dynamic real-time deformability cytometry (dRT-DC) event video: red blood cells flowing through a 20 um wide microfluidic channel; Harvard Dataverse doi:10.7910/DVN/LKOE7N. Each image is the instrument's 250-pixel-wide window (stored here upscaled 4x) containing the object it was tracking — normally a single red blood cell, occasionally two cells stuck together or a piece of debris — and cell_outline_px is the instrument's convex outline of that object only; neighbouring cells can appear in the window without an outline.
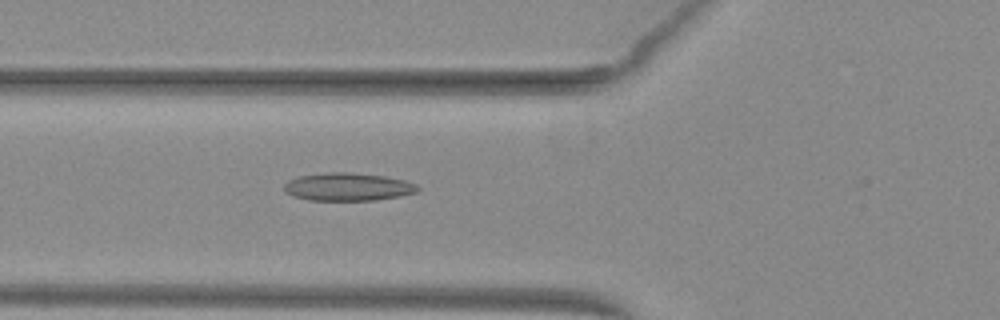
{"species": "common noctule bat (a hibernating species)", "species_latin": "Nyctalus noctula", "temperature_condition": "warm", "stored_images_in_passage": 33, "camera_frame_rate_fps": 3000, "um_per_image_px": 0.085, "animal": {"sex": "female", "body_mass_g": 29.2, "forearm_length_mm": 56.3}, "frame": {"image": 1, "passage_image": 4, "time_ms": 1.0, "image_size_px": [1000, 320], "cell_outline_px": [[420, 188], [416, 192], [400, 196], [376, 200], [308, 200], [292, 196], [284, 188], [284, 184], [288, 180], [300, 176], [328, 172], [352, 172], [384, 176], [404, 180], [416, 184]], "centroid_in_image_um": [29.58, 15.88], "position_along_channel_um": 96.2, "area_um2": 21.68}}
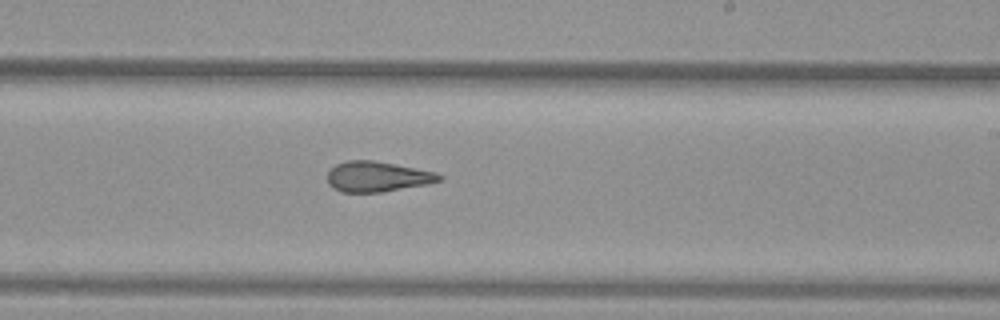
{"frame": {"image": 2, "passage_image": 16, "time_ms": 5.0, "image_size_px": [1000, 320], "cell_outline_px": [[444, 180], [428, 184], [380, 192], [340, 192], [332, 188], [328, 184], [328, 172], [336, 164], [348, 160], [372, 160], [436, 172], [444, 176]], "centroid_in_image_um": [32.08, 15.02], "position_along_channel_um": 256.9, "area_um2": 19.77}}
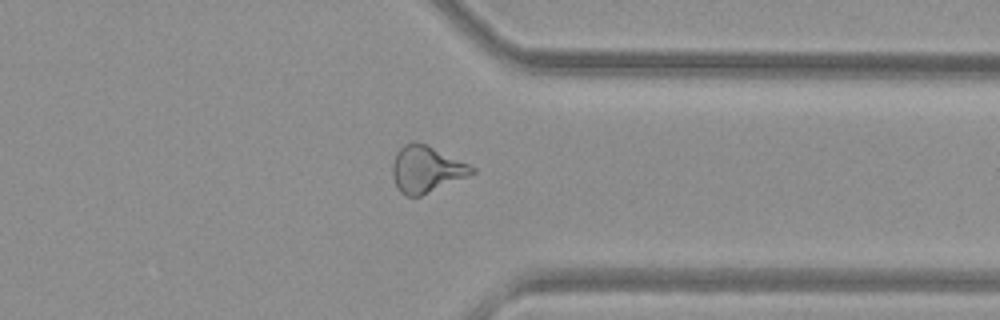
{"frame": {"image": 3, "passage_image": 25, "time_ms": 8.0, "image_size_px": [1000, 320], "cell_outline_px": [[476, 172], [420, 196], [408, 196], [400, 192], [396, 188], [392, 176], [392, 164], [396, 152], [404, 144], [412, 140], [416, 140], [428, 144], [476, 168]], "centroid_in_image_um": [36.19, 14.35], "position_along_channel_um": 375.2, "area_um2": 21.62}, "authors_computed_cell_mechanics": {"area_um2": 20.4612, "velocity_mm_per_s": 4.0068, "shape_relaxation_time_tau1_ms": null, "shape_relaxation_time_tau2_ms": 2.1801, "deformation_change_tau1": null, "deformation_change_tau2": 0.1205}}